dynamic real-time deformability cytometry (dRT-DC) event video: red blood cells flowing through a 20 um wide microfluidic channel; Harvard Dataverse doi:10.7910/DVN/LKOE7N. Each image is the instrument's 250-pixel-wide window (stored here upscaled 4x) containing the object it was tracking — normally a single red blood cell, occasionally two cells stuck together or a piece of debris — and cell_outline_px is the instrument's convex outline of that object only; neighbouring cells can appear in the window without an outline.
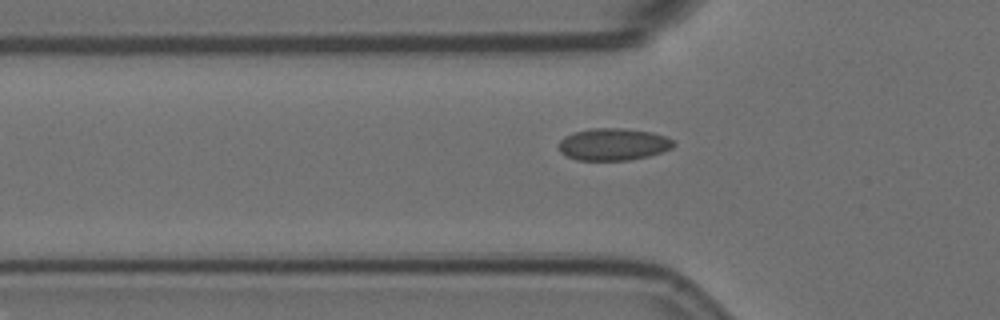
{"species": "Egyptian fruit bat (a non-hibernating species)", "species_latin": "Rousettus aegyptiacus", "temperature_condition": "room temperature", "stored_images_in_passage": 4, "camera_frame_rate_fps": 3000, "um_per_image_px": 0.085, "animal": {"sex": "female"}, "frame": {"image": 1, "passage_image": 4, "time_ms": 1.0, "image_size_px": [1000, 320], "cell_outline_px": [[676, 144], [672, 148], [648, 156], [628, 160], [576, 160], [560, 152], [560, 140], [564, 136], [572, 132], [588, 128], [620, 128], [652, 132], [664, 136], [672, 140]], "centroid_in_image_um": [52.11, 12.26], "position_along_channel_um": 73.7, "area_um2": 21.44}}